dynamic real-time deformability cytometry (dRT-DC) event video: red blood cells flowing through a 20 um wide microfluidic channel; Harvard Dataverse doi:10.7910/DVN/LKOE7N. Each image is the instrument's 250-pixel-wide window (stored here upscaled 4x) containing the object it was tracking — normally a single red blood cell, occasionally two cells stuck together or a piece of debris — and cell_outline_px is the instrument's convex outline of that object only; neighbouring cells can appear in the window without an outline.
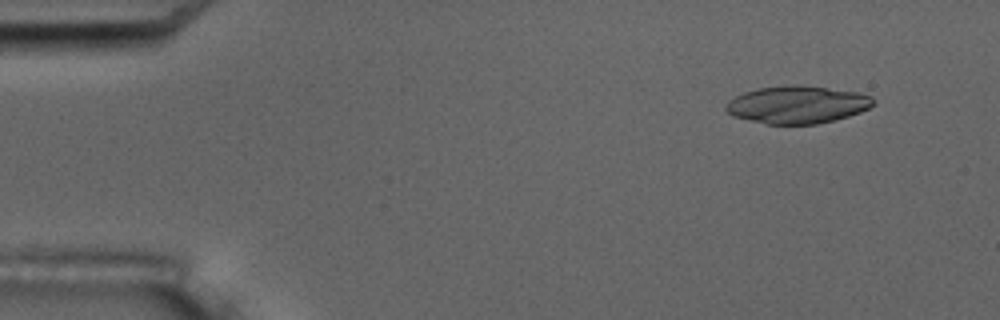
{"species": "common noctule bat (a hibernating species)", "species_latin": "Nyctalus noctula", "temperature_condition": "room temperature", "stored_images_in_passage": 5, "camera_frame_rate_fps": 3000, "um_per_image_px": 0.085, "animal": {"sex": "male", "body_mass_g": 17.5, "forearm_length_mm": 52.3}, "frame": {"image": 1, "passage_image": 2, "time_ms": 1.0, "image_size_px": [1000, 320], "cell_outline_px": [[876, 104], [860, 112], [836, 120], [816, 124], [768, 124], [732, 116], [724, 108], [728, 100], [744, 92], [760, 88], [788, 84], [792, 84], [856, 92], [872, 96]], "centroid_in_image_um": [67.76, 8.9], "position_along_channel_um": 17.2, "area_um2": 32.14}}